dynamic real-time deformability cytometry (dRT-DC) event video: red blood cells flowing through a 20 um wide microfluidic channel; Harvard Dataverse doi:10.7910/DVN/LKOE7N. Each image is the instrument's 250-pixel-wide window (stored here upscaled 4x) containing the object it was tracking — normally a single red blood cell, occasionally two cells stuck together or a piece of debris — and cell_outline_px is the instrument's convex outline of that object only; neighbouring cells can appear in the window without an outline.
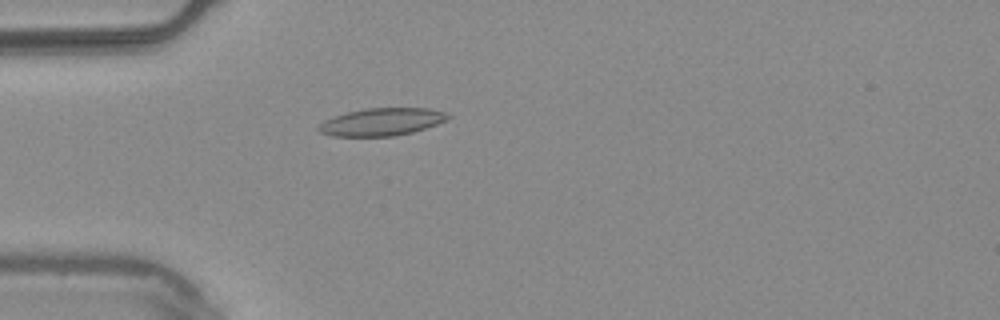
{"species": "common noctule bat (a hibernating species)", "species_latin": "Nyctalus noctula", "temperature_condition": "warm", "stored_images_in_passage": 55, "camera_frame_rate_fps": 3000, "um_per_image_px": 0.085, "animal": {"sex": "male", "body_mass_g": 20.4}, "frame": {"image": 1, "passage_image": 16, "time_ms": 5.0, "image_size_px": [1000, 320], "cell_outline_px": [[452, 116], [436, 124], [412, 132], [396, 136], [332, 136], [320, 132], [316, 128], [324, 120], [332, 116], [364, 108], [428, 108], [444, 112]], "centroid_in_image_um": [32.4, 10.36], "position_along_channel_um": 52.6, "area_um2": 20.69}}
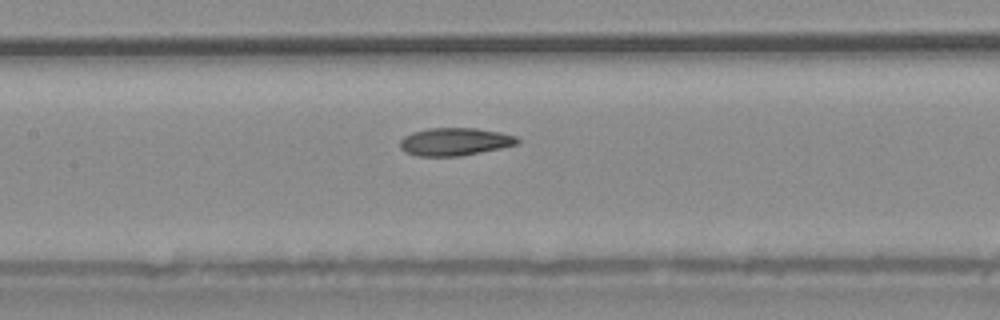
{"frame": {"image": 2, "passage_image": 26, "time_ms": 8.333, "image_size_px": [1000, 320], "cell_outline_px": [[520, 144], [460, 156], [416, 156], [404, 152], [400, 148], [400, 140], [404, 136], [412, 132], [428, 128], [476, 128], [500, 132], [516, 136], [520, 140]], "centroid_in_image_um": [38.65, 12.04], "position_along_channel_um": 168.8, "area_um2": 19.13}}
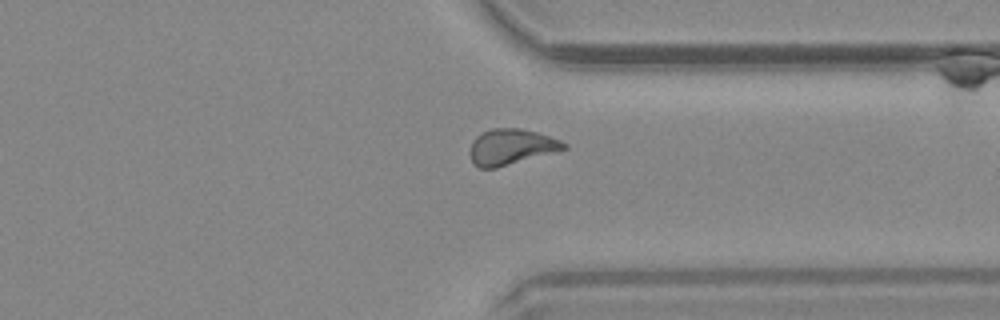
{"frame": {"image": 3, "passage_image": 42, "time_ms": 13.667, "image_size_px": [1000, 320], "cell_outline_px": [[568, 148], [496, 168], [480, 168], [472, 164], [468, 152], [472, 140], [480, 132], [492, 128], [520, 128], [536, 132], [560, 140], [568, 144]], "centroid_in_image_um": [43.38, 12.48], "position_along_channel_um": 368.0, "area_um2": 19.71}, "authors_computed_cell_mechanics": {"area_um2": 19.7098, "velocity_mm_per_s": 3.7444, "shape_relaxation_time_tau1_ms": null, "shape_relaxation_time_tau2_ms": 4.6745, "deformation_change_tau1": null, "deformation_change_tau2": 0.1033}}